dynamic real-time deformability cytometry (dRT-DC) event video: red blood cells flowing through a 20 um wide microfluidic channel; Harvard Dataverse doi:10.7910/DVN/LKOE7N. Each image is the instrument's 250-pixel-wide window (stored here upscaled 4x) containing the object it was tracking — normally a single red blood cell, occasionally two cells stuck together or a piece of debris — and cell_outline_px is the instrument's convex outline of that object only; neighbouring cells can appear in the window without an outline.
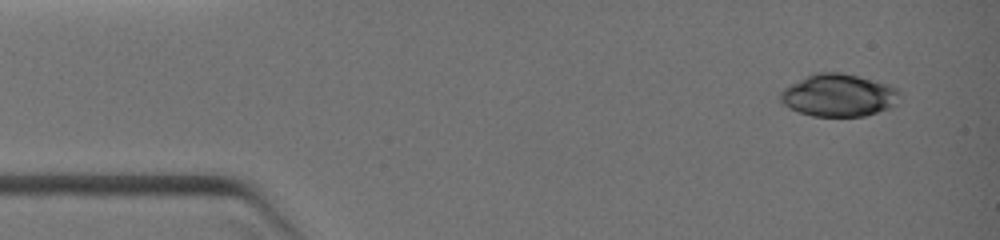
{"species": "common noctule bat (a hibernating species)", "species_latin": "Nyctalus noctula", "temperature_condition": "warm", "stored_images_in_passage": 7, "camera_frame_rate_fps": 3000, "um_per_image_px": 0.085, "animal": {"sex": "female", "body_mass_g": 19.0, "forearm_length_mm": 51.5}, "frame": {"image": 1, "passage_image": 1, "time_ms": 0.0, "image_size_px": [1000, 240], "cell_outline_px": [[900, 92], [896, 104], [892, 108], [864, 116], [812, 116], [800, 112], [784, 104], [780, 100], [780, 92], [784, 88], [812, 72], [840, 72], [888, 84], [896, 88]], "centroid_in_image_um": [71.29, 8.1], "position_along_channel_um": 13.7, "area_um2": 29.48}}
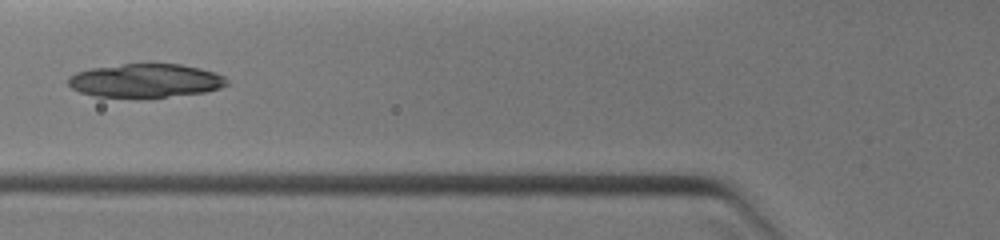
{"frame": {"image": 2, "passage_image": 5, "time_ms": 3.667, "image_size_px": [1000, 240], "cell_outline_px": [[228, 84], [220, 88], [204, 92], [148, 100], [96, 96], [80, 92], [72, 88], [68, 84], [68, 76], [76, 72], [92, 68], [124, 64], [180, 64], [200, 68], [216, 72], [224, 76], [228, 80]], "centroid_in_image_um": [12.38, 6.89], "position_along_channel_um": 113.4, "area_um2": 31.91}}
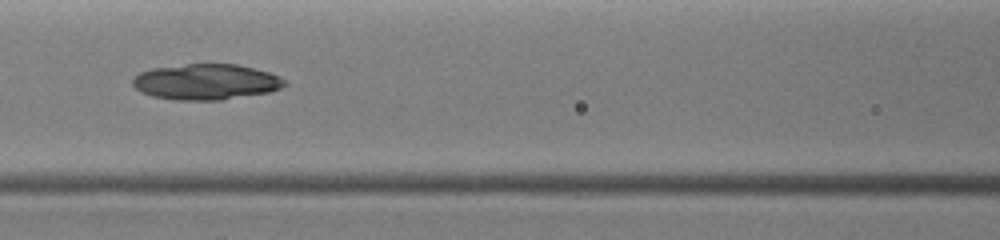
{"frame": {"image": 3, "passage_image": 6, "time_ms": 4.333, "image_size_px": [1000, 240], "cell_outline_px": [[288, 84], [280, 88], [268, 92], [220, 100], [176, 100], [152, 96], [136, 88], [132, 84], [132, 80], [140, 72], [152, 68], [184, 64], [236, 64], [268, 72], [280, 76]], "centroid_in_image_um": [17.51, 6.95], "position_along_channel_um": 149.1, "area_um2": 31.44}}